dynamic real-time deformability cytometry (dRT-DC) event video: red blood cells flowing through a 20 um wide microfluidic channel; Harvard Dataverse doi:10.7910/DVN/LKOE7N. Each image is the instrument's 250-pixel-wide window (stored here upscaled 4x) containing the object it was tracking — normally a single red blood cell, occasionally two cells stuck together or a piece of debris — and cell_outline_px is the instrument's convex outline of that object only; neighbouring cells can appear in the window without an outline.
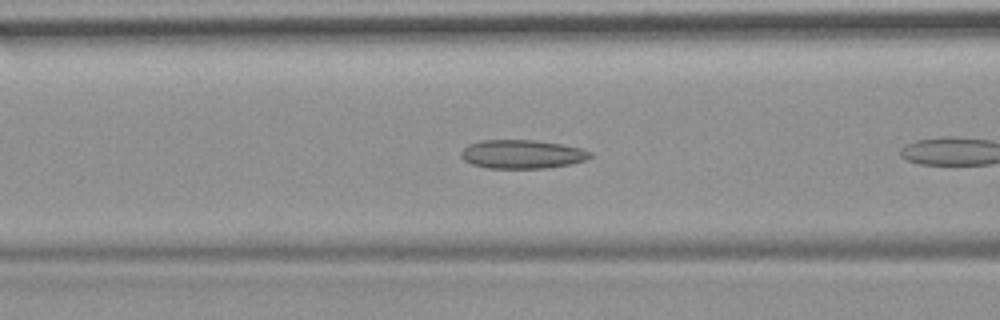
{"species": "common noctule bat (a hibernating species)", "species_latin": "Nyctalus noctula", "temperature_condition": "room temperature", "stored_images_in_passage": 7, "camera_frame_rate_fps": 3000, "um_per_image_px": 0.085, "animal": {"sex": "female", "body_mass_g": 19.9}, "frame": {"image": 1, "passage_image": 6, "time_ms": 1.667, "image_size_px": [1000, 320], "cell_outline_px": [[592, 156], [588, 160], [572, 164], [548, 168], [488, 168], [472, 164], [464, 160], [460, 156], [460, 152], [468, 144], [480, 140], [532, 140], [560, 144], [580, 148], [592, 152]], "centroid_in_image_um": [44.39, 13.11], "position_along_channel_um": 122.2, "area_um2": 21.73}}